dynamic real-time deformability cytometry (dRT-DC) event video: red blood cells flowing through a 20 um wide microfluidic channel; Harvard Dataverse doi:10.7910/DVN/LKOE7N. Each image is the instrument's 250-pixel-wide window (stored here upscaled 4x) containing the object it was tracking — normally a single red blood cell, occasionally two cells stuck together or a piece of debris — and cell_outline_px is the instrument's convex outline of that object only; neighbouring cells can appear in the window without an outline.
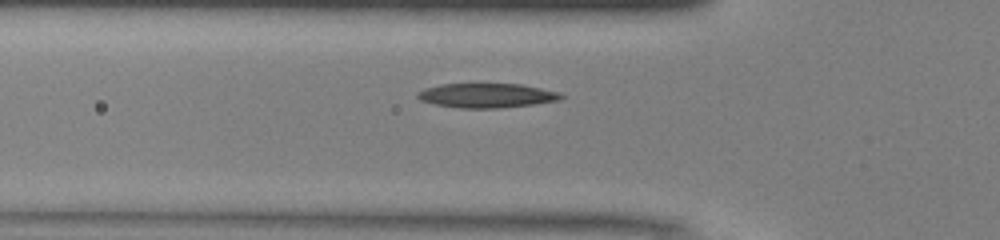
{"species": "common noctule bat (a hibernating species)", "species_latin": "Nyctalus noctula", "temperature_condition": "warm", "stored_images_in_passage": 29, "camera_frame_rate_fps": 3000, "um_per_image_px": 0.085, "animal": {"sex": "male", "body_mass_g": 13.0, "forearm_length_mm": 53.1}, "frame": {"image": 1, "passage_image": 6, "time_ms": 1.667, "image_size_px": [1000, 240], "cell_outline_px": [[564, 96], [560, 100], [532, 104], [500, 108], [460, 108], [432, 104], [420, 100], [416, 96], [416, 92], [424, 88], [440, 84], [520, 84], [560, 92]], "centroid_in_image_um": [41.32, 8.12], "position_along_channel_um": 84.5, "area_um2": 20.46}}
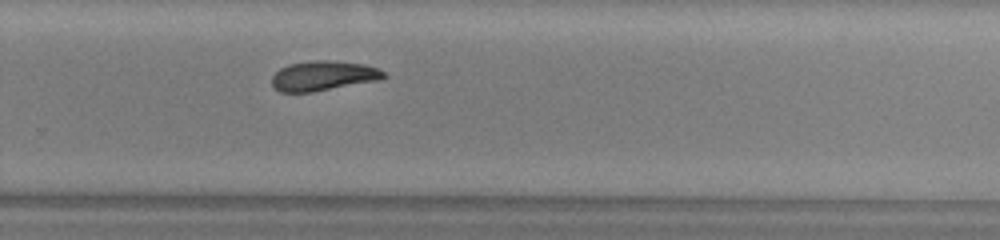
{"frame": {"image": 2, "passage_image": 22, "time_ms": 7.0, "image_size_px": [1000, 240], "cell_outline_px": [[388, 76], [380, 80], [308, 92], [280, 92], [272, 84], [272, 76], [280, 68], [288, 64], [312, 60], [328, 60], [364, 64], [376, 68], [384, 72]], "centroid_in_image_um": [27.47, 6.43], "position_along_channel_um": 302.3, "area_um2": 19.25}}
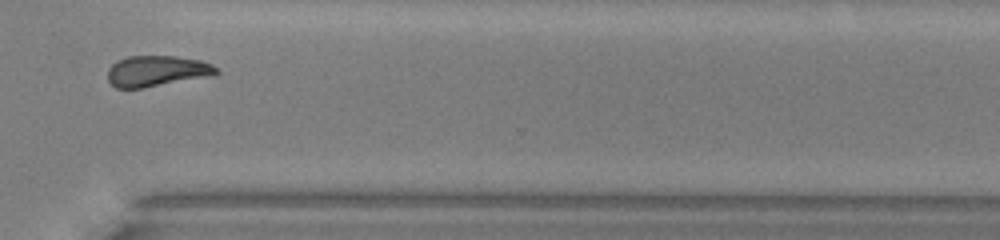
{"frame": {"image": 3, "passage_image": 26, "time_ms": 8.333, "image_size_px": [1000, 240], "cell_outline_px": [[220, 72], [140, 88], [116, 88], [108, 80], [108, 68], [112, 64], [128, 56], [176, 56], [200, 60], [212, 64]], "centroid_in_image_um": [13.24, 6.01], "position_along_channel_um": 357.4, "area_um2": 18.73}, "authors_computed_cell_mechanics": {"area_um2": 19.9988, "velocity_mm_per_s": 4.0887, "shape_relaxation_time_tau1_ms": 3.6316, "shape_relaxation_time_tau2_ms": 6.1457, "deformation_change_tau1": 0.135, "deformation_change_tau2": 0.1339}}